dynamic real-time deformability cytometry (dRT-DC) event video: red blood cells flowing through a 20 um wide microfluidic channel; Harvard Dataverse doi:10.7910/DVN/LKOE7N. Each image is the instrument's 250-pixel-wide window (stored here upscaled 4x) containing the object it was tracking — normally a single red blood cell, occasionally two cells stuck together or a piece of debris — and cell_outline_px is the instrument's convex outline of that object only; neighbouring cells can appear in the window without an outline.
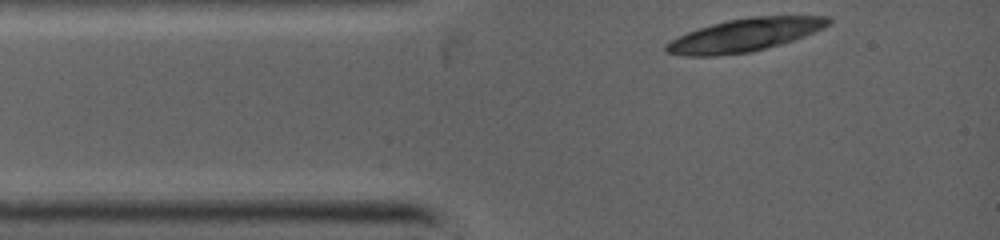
{"species": "common noctule bat (a hibernating species)", "species_latin": "Nyctalus noctula", "temperature_condition": "warm", "stored_images_in_passage": 3, "camera_frame_rate_fps": 5000, "um_per_image_px": 0.085, "animal": {"sex": "female", "body_mass_g": 19.0, "forearm_length_mm": 53.3}, "frame": {"image": 1, "passage_image": 1, "time_ms": 0.0, "image_size_px": [1000, 240], "cell_outline_px": [[832, 20], [824, 28], [804, 36], [780, 44], [752, 52], [716, 56], [684, 56], [664, 52], [664, 44], [688, 32], [712, 24], [728, 20], [752, 16], [828, 16]], "centroid_in_image_um": [63.28, 2.99], "position_along_channel_um": 21.7, "area_um2": 31.04}}